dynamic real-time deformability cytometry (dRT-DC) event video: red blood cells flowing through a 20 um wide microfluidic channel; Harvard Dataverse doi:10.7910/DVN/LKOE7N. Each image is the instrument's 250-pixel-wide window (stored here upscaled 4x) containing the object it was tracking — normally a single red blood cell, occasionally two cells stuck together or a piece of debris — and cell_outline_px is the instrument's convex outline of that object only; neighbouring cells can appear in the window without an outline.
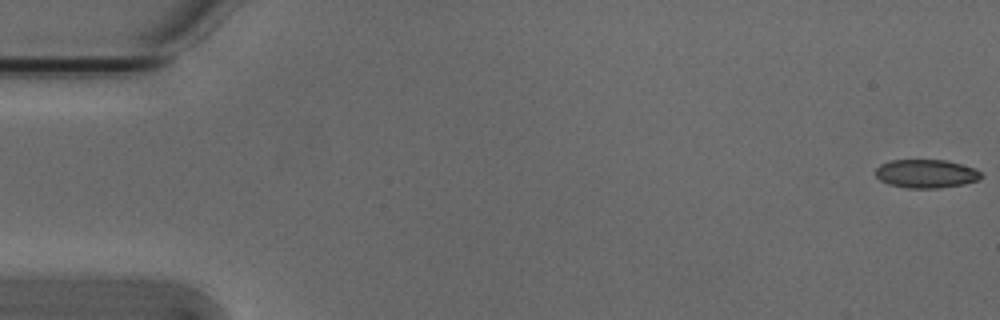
{"species": "Egyptian fruit bat (a non-hibernating species)", "species_latin": "Rousettus aegyptiacus", "temperature_condition": "cold", "stored_images_in_passage": 7, "camera_frame_rate_fps": 3000, "um_per_image_px": 0.085, "animal": {"sex": "male"}, "frame": {"image": 1, "passage_image": 1, "time_ms": 0.0, "image_size_px": [1000, 320], "cell_outline_px": [[984, 176], [980, 180], [964, 184], [936, 188], [904, 188], [888, 184], [880, 180], [876, 176], [876, 168], [880, 164], [892, 160], [948, 160], [976, 168]], "centroid_in_image_um": [78.75, 14.76], "position_along_channel_um": 6.3, "area_um2": 17.74}}